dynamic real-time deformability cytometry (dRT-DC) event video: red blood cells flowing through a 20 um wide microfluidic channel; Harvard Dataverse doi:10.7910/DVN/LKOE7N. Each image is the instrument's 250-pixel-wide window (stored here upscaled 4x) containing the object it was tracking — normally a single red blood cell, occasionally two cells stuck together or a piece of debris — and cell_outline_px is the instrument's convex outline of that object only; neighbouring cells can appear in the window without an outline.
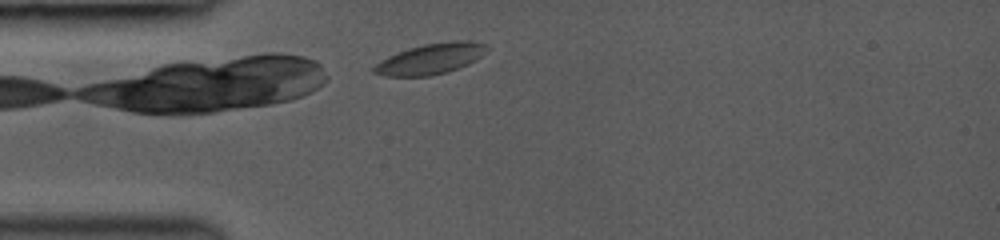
{"species": "common noctule bat (a hibernating species)", "species_latin": "Nyctalus noctula", "temperature_condition": "room temperature", "stored_images_in_passage": 29, "camera_frame_rate_fps": 3000, "um_per_image_px": 0.085, "animal": {"sex": "female", "body_mass_g": 19.0, "forearm_length_mm": 53.3}, "frame": {"image": 1, "passage_image": 1, "time_ms": 0.0, "image_size_px": [1000, 240], "cell_outline_px": [[488, 48], [476, 60], [468, 64], [448, 72], [428, 76], [384, 76], [372, 72], [372, 68], [380, 60], [396, 52], [408, 48], [424, 44], [460, 40], [468, 40], [488, 44]], "centroid_in_image_um": [36.59, 5.0], "position_along_channel_um": 48.4, "area_um2": 20.23}}
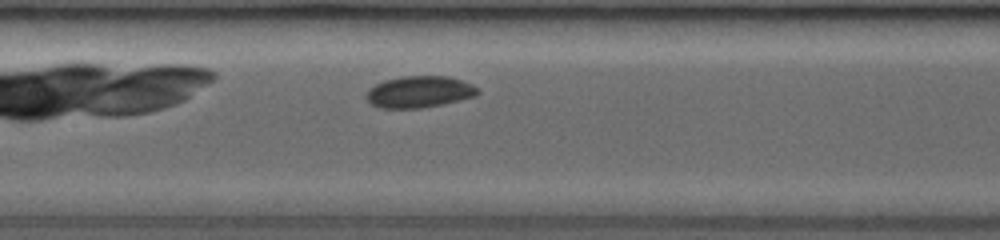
{"frame": {"image": 2, "passage_image": 9, "time_ms": 3.333, "image_size_px": [1000, 240], "cell_outline_px": [[480, 92], [476, 96], [444, 104], [420, 108], [380, 108], [372, 104], [364, 96], [368, 88], [384, 80], [404, 76], [448, 76], [472, 84], [480, 88]], "centroid_in_image_um": [35.65, 7.81], "position_along_channel_um": 171.8, "area_um2": 20.69}}
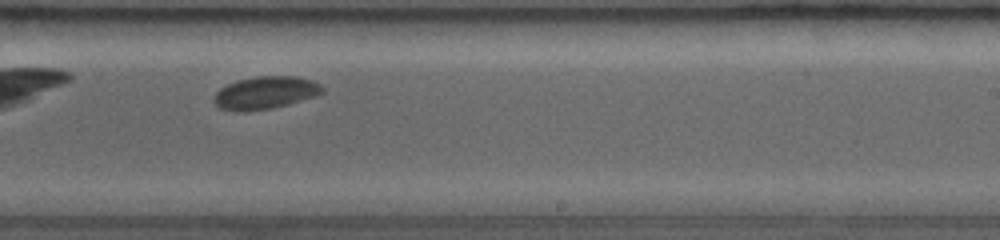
{"frame": {"image": 3, "passage_image": 18, "time_ms": 5.667, "image_size_px": [1000, 240], "cell_outline_px": [[324, 92], [316, 96], [288, 104], [272, 108], [244, 112], [220, 108], [216, 104], [216, 92], [220, 88], [236, 80], [256, 76], [296, 76], [312, 80], [320, 84], [324, 88]], "centroid_in_image_um": [22.6, 7.87], "position_along_channel_um": 266.4, "area_um2": 20.52}}